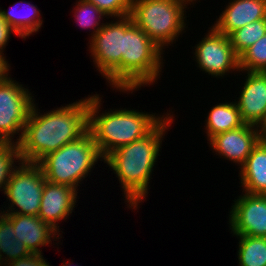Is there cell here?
I'll return each mask as SVG.
<instances>
[{
	"instance_id": "obj_1",
	"label": "cell",
	"mask_w": 266,
	"mask_h": 266,
	"mask_svg": "<svg viewBox=\"0 0 266 266\" xmlns=\"http://www.w3.org/2000/svg\"><path fill=\"white\" fill-rule=\"evenodd\" d=\"M37 108L34 102L18 143L23 162L38 163L88 131L89 95L44 114Z\"/></svg>"
},
{
	"instance_id": "obj_2",
	"label": "cell",
	"mask_w": 266,
	"mask_h": 266,
	"mask_svg": "<svg viewBox=\"0 0 266 266\" xmlns=\"http://www.w3.org/2000/svg\"><path fill=\"white\" fill-rule=\"evenodd\" d=\"M174 114L166 117L145 137L118 147L104 158V163L113 170L124 192L129 208L137 209L146 199L151 174L156 165L162 140L174 121Z\"/></svg>"
},
{
	"instance_id": "obj_3",
	"label": "cell",
	"mask_w": 266,
	"mask_h": 266,
	"mask_svg": "<svg viewBox=\"0 0 266 266\" xmlns=\"http://www.w3.org/2000/svg\"><path fill=\"white\" fill-rule=\"evenodd\" d=\"M101 99L97 93L89 95L88 131L92 134L103 158L118 147L130 144L145 137L165 117L156 113H144L137 110L112 109L101 111ZM99 114V115H98Z\"/></svg>"
},
{
	"instance_id": "obj_4",
	"label": "cell",
	"mask_w": 266,
	"mask_h": 266,
	"mask_svg": "<svg viewBox=\"0 0 266 266\" xmlns=\"http://www.w3.org/2000/svg\"><path fill=\"white\" fill-rule=\"evenodd\" d=\"M164 51L139 28L130 16L124 17V53L121 57V91L133 93L160 78ZM162 67V68H161Z\"/></svg>"
},
{
	"instance_id": "obj_5",
	"label": "cell",
	"mask_w": 266,
	"mask_h": 266,
	"mask_svg": "<svg viewBox=\"0 0 266 266\" xmlns=\"http://www.w3.org/2000/svg\"><path fill=\"white\" fill-rule=\"evenodd\" d=\"M98 160L104 161V158L92 134L87 131L78 140L46 155L37 164L41 167L46 181L69 185L78 191L79 184L90 175Z\"/></svg>"
},
{
	"instance_id": "obj_6",
	"label": "cell",
	"mask_w": 266,
	"mask_h": 266,
	"mask_svg": "<svg viewBox=\"0 0 266 266\" xmlns=\"http://www.w3.org/2000/svg\"><path fill=\"white\" fill-rule=\"evenodd\" d=\"M189 4L188 0H132L129 16L163 50L187 28Z\"/></svg>"
},
{
	"instance_id": "obj_7",
	"label": "cell",
	"mask_w": 266,
	"mask_h": 266,
	"mask_svg": "<svg viewBox=\"0 0 266 266\" xmlns=\"http://www.w3.org/2000/svg\"><path fill=\"white\" fill-rule=\"evenodd\" d=\"M91 57L107 83L121 91V57L124 53V17L106 22L89 39Z\"/></svg>"
},
{
	"instance_id": "obj_8",
	"label": "cell",
	"mask_w": 266,
	"mask_h": 266,
	"mask_svg": "<svg viewBox=\"0 0 266 266\" xmlns=\"http://www.w3.org/2000/svg\"><path fill=\"white\" fill-rule=\"evenodd\" d=\"M17 165L3 192L11 203L1 213L38 216L46 181L43 171L37 163L22 161Z\"/></svg>"
},
{
	"instance_id": "obj_9",
	"label": "cell",
	"mask_w": 266,
	"mask_h": 266,
	"mask_svg": "<svg viewBox=\"0 0 266 266\" xmlns=\"http://www.w3.org/2000/svg\"><path fill=\"white\" fill-rule=\"evenodd\" d=\"M8 75L0 80V139L14 143L15 139H12L19 133L15 141L18 144L35 98L28 88Z\"/></svg>"
},
{
	"instance_id": "obj_10",
	"label": "cell",
	"mask_w": 266,
	"mask_h": 266,
	"mask_svg": "<svg viewBox=\"0 0 266 266\" xmlns=\"http://www.w3.org/2000/svg\"><path fill=\"white\" fill-rule=\"evenodd\" d=\"M195 46L197 67L209 75L219 78L230 71H238L239 56L235 53L229 36L218 32L213 26Z\"/></svg>"
},
{
	"instance_id": "obj_11",
	"label": "cell",
	"mask_w": 266,
	"mask_h": 266,
	"mask_svg": "<svg viewBox=\"0 0 266 266\" xmlns=\"http://www.w3.org/2000/svg\"><path fill=\"white\" fill-rule=\"evenodd\" d=\"M243 193L230 208L231 233L233 236L266 237V195Z\"/></svg>"
},
{
	"instance_id": "obj_12",
	"label": "cell",
	"mask_w": 266,
	"mask_h": 266,
	"mask_svg": "<svg viewBox=\"0 0 266 266\" xmlns=\"http://www.w3.org/2000/svg\"><path fill=\"white\" fill-rule=\"evenodd\" d=\"M259 141L257 126L244 123L239 128L213 136L208 143L217 155L241 167Z\"/></svg>"
},
{
	"instance_id": "obj_13",
	"label": "cell",
	"mask_w": 266,
	"mask_h": 266,
	"mask_svg": "<svg viewBox=\"0 0 266 266\" xmlns=\"http://www.w3.org/2000/svg\"><path fill=\"white\" fill-rule=\"evenodd\" d=\"M78 192L69 185L45 181L38 216L58 233V221L65 220L76 207Z\"/></svg>"
},
{
	"instance_id": "obj_14",
	"label": "cell",
	"mask_w": 266,
	"mask_h": 266,
	"mask_svg": "<svg viewBox=\"0 0 266 266\" xmlns=\"http://www.w3.org/2000/svg\"><path fill=\"white\" fill-rule=\"evenodd\" d=\"M236 102L242 121L258 126L266 115V72H248Z\"/></svg>"
},
{
	"instance_id": "obj_15",
	"label": "cell",
	"mask_w": 266,
	"mask_h": 266,
	"mask_svg": "<svg viewBox=\"0 0 266 266\" xmlns=\"http://www.w3.org/2000/svg\"><path fill=\"white\" fill-rule=\"evenodd\" d=\"M4 215L11 221L16 239L21 240L31 253L43 254L40 249L42 246H47L50 243L52 244V241H58L55 240V238H62L60 233L58 234L56 230L45 223L39 216L19 214ZM52 238L54 240H51Z\"/></svg>"
},
{
	"instance_id": "obj_16",
	"label": "cell",
	"mask_w": 266,
	"mask_h": 266,
	"mask_svg": "<svg viewBox=\"0 0 266 266\" xmlns=\"http://www.w3.org/2000/svg\"><path fill=\"white\" fill-rule=\"evenodd\" d=\"M213 27L229 36L238 28L266 19V0H230Z\"/></svg>"
},
{
	"instance_id": "obj_17",
	"label": "cell",
	"mask_w": 266,
	"mask_h": 266,
	"mask_svg": "<svg viewBox=\"0 0 266 266\" xmlns=\"http://www.w3.org/2000/svg\"><path fill=\"white\" fill-rule=\"evenodd\" d=\"M240 168L243 191L253 195H266V142L259 141Z\"/></svg>"
},
{
	"instance_id": "obj_18",
	"label": "cell",
	"mask_w": 266,
	"mask_h": 266,
	"mask_svg": "<svg viewBox=\"0 0 266 266\" xmlns=\"http://www.w3.org/2000/svg\"><path fill=\"white\" fill-rule=\"evenodd\" d=\"M23 3L25 4L24 6ZM18 4L24 8L27 7L28 12L25 10V13H19L20 10L18 11V9L20 7H17L19 6ZM40 12L36 5L22 0L15 3L8 11L0 8L1 16L14 29L16 35L24 39L36 33L42 27L43 20L40 18Z\"/></svg>"
},
{
	"instance_id": "obj_19",
	"label": "cell",
	"mask_w": 266,
	"mask_h": 266,
	"mask_svg": "<svg viewBox=\"0 0 266 266\" xmlns=\"http://www.w3.org/2000/svg\"><path fill=\"white\" fill-rule=\"evenodd\" d=\"M205 121L208 141L217 134L239 128L244 124L235 101L215 105Z\"/></svg>"
},
{
	"instance_id": "obj_20",
	"label": "cell",
	"mask_w": 266,
	"mask_h": 266,
	"mask_svg": "<svg viewBox=\"0 0 266 266\" xmlns=\"http://www.w3.org/2000/svg\"><path fill=\"white\" fill-rule=\"evenodd\" d=\"M29 254H31V252L28 250L26 245L23 244L21 240L16 239L11 221L3 213H0L1 266L8 262L18 260L19 258L26 257Z\"/></svg>"
},
{
	"instance_id": "obj_21",
	"label": "cell",
	"mask_w": 266,
	"mask_h": 266,
	"mask_svg": "<svg viewBox=\"0 0 266 266\" xmlns=\"http://www.w3.org/2000/svg\"><path fill=\"white\" fill-rule=\"evenodd\" d=\"M239 266H266V237L235 235Z\"/></svg>"
},
{
	"instance_id": "obj_22",
	"label": "cell",
	"mask_w": 266,
	"mask_h": 266,
	"mask_svg": "<svg viewBox=\"0 0 266 266\" xmlns=\"http://www.w3.org/2000/svg\"><path fill=\"white\" fill-rule=\"evenodd\" d=\"M265 34L266 19H261L236 29L229 35V38L235 53L240 56Z\"/></svg>"
},
{
	"instance_id": "obj_23",
	"label": "cell",
	"mask_w": 266,
	"mask_h": 266,
	"mask_svg": "<svg viewBox=\"0 0 266 266\" xmlns=\"http://www.w3.org/2000/svg\"><path fill=\"white\" fill-rule=\"evenodd\" d=\"M240 72H266V34L239 56Z\"/></svg>"
},
{
	"instance_id": "obj_24",
	"label": "cell",
	"mask_w": 266,
	"mask_h": 266,
	"mask_svg": "<svg viewBox=\"0 0 266 266\" xmlns=\"http://www.w3.org/2000/svg\"><path fill=\"white\" fill-rule=\"evenodd\" d=\"M76 4L73 9L76 22L82 29L90 28L93 31L90 37L92 38L104 25V23L100 24L101 19L104 16L108 17L95 4L87 0H79Z\"/></svg>"
},
{
	"instance_id": "obj_25",
	"label": "cell",
	"mask_w": 266,
	"mask_h": 266,
	"mask_svg": "<svg viewBox=\"0 0 266 266\" xmlns=\"http://www.w3.org/2000/svg\"><path fill=\"white\" fill-rule=\"evenodd\" d=\"M18 162H22L18 144H16L15 142L4 143L0 147V190L2 189L1 191H5L6 185L13 171L18 167L16 166Z\"/></svg>"
},
{
	"instance_id": "obj_26",
	"label": "cell",
	"mask_w": 266,
	"mask_h": 266,
	"mask_svg": "<svg viewBox=\"0 0 266 266\" xmlns=\"http://www.w3.org/2000/svg\"><path fill=\"white\" fill-rule=\"evenodd\" d=\"M95 4L108 18H122L130 15L132 0H87Z\"/></svg>"
},
{
	"instance_id": "obj_27",
	"label": "cell",
	"mask_w": 266,
	"mask_h": 266,
	"mask_svg": "<svg viewBox=\"0 0 266 266\" xmlns=\"http://www.w3.org/2000/svg\"><path fill=\"white\" fill-rule=\"evenodd\" d=\"M47 260L44 259L42 254L31 253L26 257L19 258L18 260L8 262L3 266H51Z\"/></svg>"
},
{
	"instance_id": "obj_28",
	"label": "cell",
	"mask_w": 266,
	"mask_h": 266,
	"mask_svg": "<svg viewBox=\"0 0 266 266\" xmlns=\"http://www.w3.org/2000/svg\"><path fill=\"white\" fill-rule=\"evenodd\" d=\"M11 33L16 34L14 29L6 22V20L0 14V55L4 56V49L8 41L10 40Z\"/></svg>"
},
{
	"instance_id": "obj_29",
	"label": "cell",
	"mask_w": 266,
	"mask_h": 266,
	"mask_svg": "<svg viewBox=\"0 0 266 266\" xmlns=\"http://www.w3.org/2000/svg\"><path fill=\"white\" fill-rule=\"evenodd\" d=\"M10 64L6 60V57L0 55V80L9 73Z\"/></svg>"
},
{
	"instance_id": "obj_30",
	"label": "cell",
	"mask_w": 266,
	"mask_h": 266,
	"mask_svg": "<svg viewBox=\"0 0 266 266\" xmlns=\"http://www.w3.org/2000/svg\"><path fill=\"white\" fill-rule=\"evenodd\" d=\"M260 141L266 142V115L264 119L257 126Z\"/></svg>"
},
{
	"instance_id": "obj_31",
	"label": "cell",
	"mask_w": 266,
	"mask_h": 266,
	"mask_svg": "<svg viewBox=\"0 0 266 266\" xmlns=\"http://www.w3.org/2000/svg\"><path fill=\"white\" fill-rule=\"evenodd\" d=\"M73 263V261L70 263L69 261H67V263L66 262H63V265H60V266H74V264H72ZM75 266H79V265H77V264H75Z\"/></svg>"
},
{
	"instance_id": "obj_32",
	"label": "cell",
	"mask_w": 266,
	"mask_h": 266,
	"mask_svg": "<svg viewBox=\"0 0 266 266\" xmlns=\"http://www.w3.org/2000/svg\"><path fill=\"white\" fill-rule=\"evenodd\" d=\"M4 143H5V142L2 141V140L0 139V147H1Z\"/></svg>"
},
{
	"instance_id": "obj_33",
	"label": "cell",
	"mask_w": 266,
	"mask_h": 266,
	"mask_svg": "<svg viewBox=\"0 0 266 266\" xmlns=\"http://www.w3.org/2000/svg\"><path fill=\"white\" fill-rule=\"evenodd\" d=\"M188 1H190L192 4L195 2V1H197V0H188Z\"/></svg>"
}]
</instances>
